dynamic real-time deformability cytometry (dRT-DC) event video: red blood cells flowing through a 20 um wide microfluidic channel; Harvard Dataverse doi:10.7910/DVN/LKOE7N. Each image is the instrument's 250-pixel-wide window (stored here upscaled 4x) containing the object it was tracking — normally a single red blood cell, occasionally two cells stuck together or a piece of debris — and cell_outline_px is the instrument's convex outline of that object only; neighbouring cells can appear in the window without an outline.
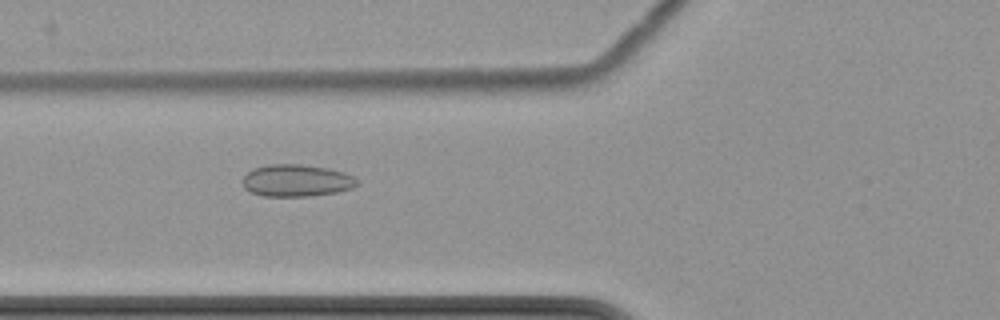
{"species": "common noctule bat (a hibernating species)", "species_latin": "Nyctalus noctula", "temperature_condition": "cold", "stored_images_in_passage": 4, "camera_frame_rate_fps": 3000, "um_per_image_px": 0.085, "animal": {"sex": "female", "body_mass_g": 22.7, "forearm_length_mm": 54.2}, "frame": {"image": 1, "passage_image": 3, "time_ms": 2.667, "image_size_px": [1000, 320], "cell_outline_px": [[360, 184], [352, 188], [336, 192], [312, 196], [264, 196], [248, 192], [244, 188], [244, 176], [252, 168], [268, 164], [300, 164], [328, 168], [344, 172], [360, 180]], "centroid_in_image_um": [25.22, 15.34], "position_along_channel_um": 100.6, "area_um2": 21.62}}
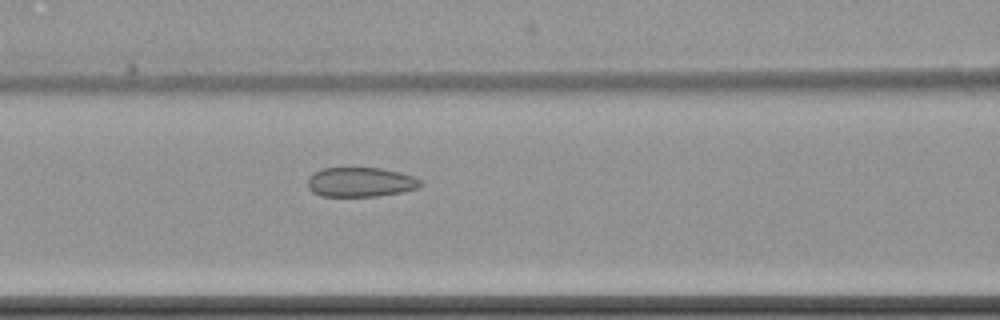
{"frame": {"image": 2, "passage_image": 4, "time_ms": 3.667, "image_size_px": [1000, 320], "cell_outline_px": [[424, 184], [420, 188], [400, 192], [376, 196], [320, 196], [312, 192], [308, 188], [308, 176], [324, 168], [380, 168], [400, 172], [412, 176], [420, 180]], "centroid_in_image_um": [30.65, 15.48], "position_along_channel_um": 136.0, "area_um2": 19.42}}